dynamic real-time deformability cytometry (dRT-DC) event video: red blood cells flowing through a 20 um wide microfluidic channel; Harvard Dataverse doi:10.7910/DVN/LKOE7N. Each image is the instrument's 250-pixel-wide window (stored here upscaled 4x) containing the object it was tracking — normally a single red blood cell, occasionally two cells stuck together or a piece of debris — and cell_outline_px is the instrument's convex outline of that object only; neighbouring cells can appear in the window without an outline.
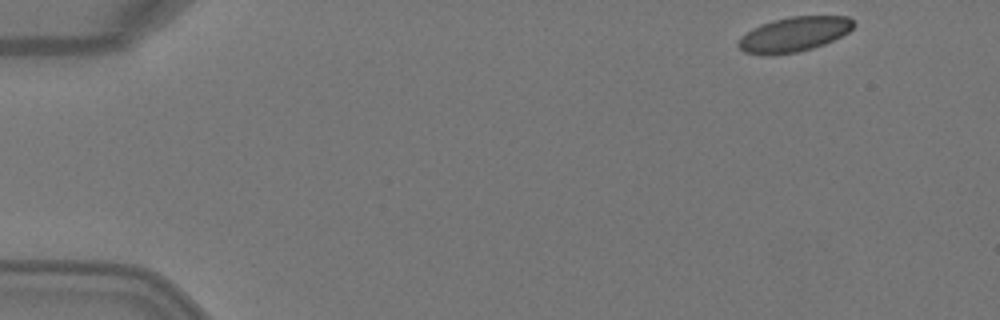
{"species": "Egyptian fruit bat (a non-hibernating species)", "species_latin": "Rousettus aegyptiacus", "temperature_condition": "warm", "stored_images_in_passage": 2, "segment_of_instrument_passage": [2, 2], "camera_frame_rate_fps": 3000, "um_per_image_px": 0.085, "animal": {"sex": "female"}, "frame": {"image": 1, "passage_image": 2, "time_ms": 0.333, "image_size_px": [1000, 320], "cell_outline_px": [[856, 24], [848, 32], [824, 44], [812, 48], [796, 52], [744, 52], [736, 44], [752, 28], [760, 24], [792, 16], [848, 16]], "centroid_in_image_um": [67.57, 2.87], "position_along_channel_um": 17.4, "area_um2": 22.37}}